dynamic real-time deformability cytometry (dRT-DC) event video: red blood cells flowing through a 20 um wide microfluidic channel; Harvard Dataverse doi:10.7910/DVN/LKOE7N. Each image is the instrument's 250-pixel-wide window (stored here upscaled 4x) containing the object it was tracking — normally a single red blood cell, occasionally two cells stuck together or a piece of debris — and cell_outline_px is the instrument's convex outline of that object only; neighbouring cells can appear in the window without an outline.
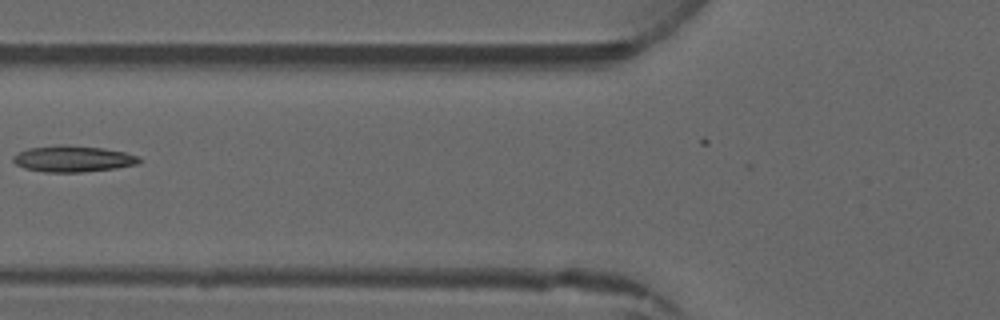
{"species": "common noctule bat (a hibernating species)", "species_latin": "Nyctalus noctula", "temperature_condition": "warm", "stored_images_in_passage": 5, "camera_frame_rate_fps": 3000, "um_per_image_px": 0.085, "animal": {"sex": "male", "forearm_length_mm": 52.5}, "frame": {"image": 1, "passage_image": 5, "time_ms": 5.333, "image_size_px": [1000, 320], "cell_outline_px": [[144, 160], [136, 164], [116, 168], [84, 172], [44, 172], [24, 168], [16, 164], [12, 160], [12, 156], [28, 148], [60, 144], [64, 144], [104, 148], [124, 152], [140, 156]], "centroid_in_image_um": [6.22, 13.49], "position_along_channel_um": 119.6, "area_um2": 19.48}}